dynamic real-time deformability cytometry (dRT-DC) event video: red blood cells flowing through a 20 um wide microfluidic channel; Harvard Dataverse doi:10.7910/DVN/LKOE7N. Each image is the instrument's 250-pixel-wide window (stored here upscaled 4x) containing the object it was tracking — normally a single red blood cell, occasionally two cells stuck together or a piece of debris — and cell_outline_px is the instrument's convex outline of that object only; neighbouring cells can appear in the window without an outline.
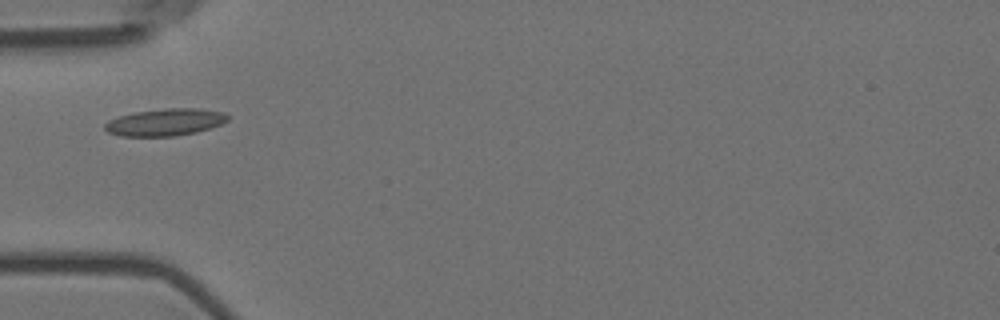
{"species": "Egyptian fruit bat (a non-hibernating species)", "species_latin": "Rousettus aegyptiacus", "temperature_condition": "room temperature", "stored_images_in_passage": 3, "camera_frame_rate_fps": 3000, "um_per_image_px": 0.085, "animal": {"sex": "female"}, "frame": {"image": 1, "passage_image": 1, "time_ms": 0.0, "image_size_px": [1000, 320], "cell_outline_px": [[228, 120], [220, 124], [196, 132], [176, 136], [120, 136], [108, 132], [104, 128], [104, 124], [108, 120], [120, 116], [136, 112], [168, 108], [200, 108], [224, 112], [228, 116]], "centroid_in_image_um": [14.03, 10.39], "position_along_channel_um": 71.0, "area_um2": 19.31}}
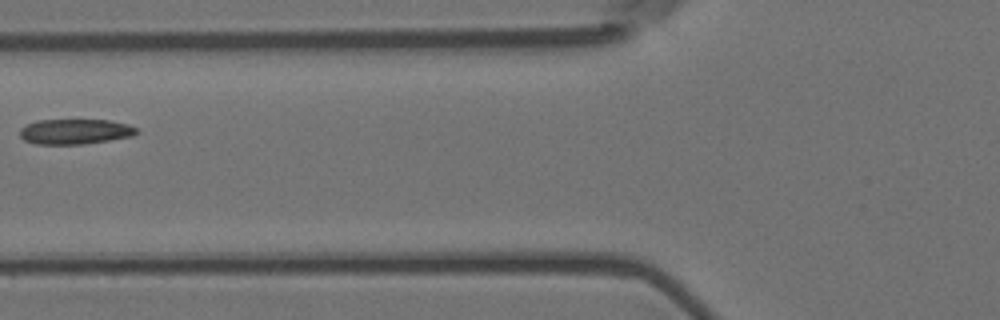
{"frame": {"image": 2, "passage_image": 2, "time_ms": 0.333, "image_size_px": [1000, 320], "cell_outline_px": [[140, 132], [132, 136], [108, 140], [80, 144], [36, 144], [24, 140], [20, 136], [20, 128], [36, 120], [108, 120], [128, 124], [136, 128]], "centroid_in_image_um": [6.37, 11.18], "position_along_channel_um": 119.4, "area_um2": 17.05}}
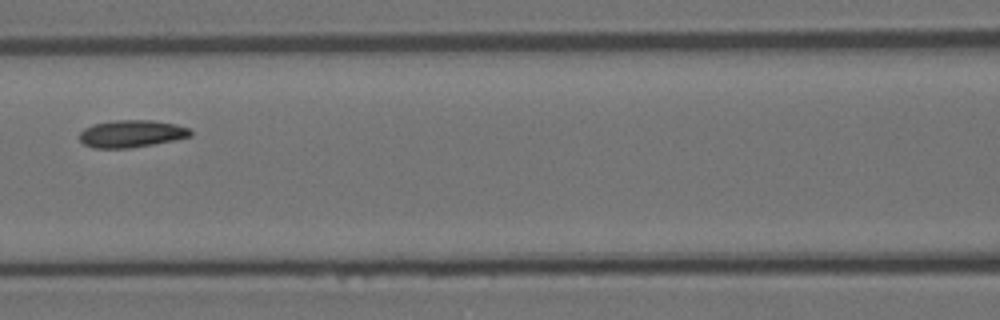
{"frame": {"image": 3, "passage_image": 3, "time_ms": 0.667, "image_size_px": [1000, 320], "cell_outline_px": [[192, 136], [176, 140], [128, 148], [92, 148], [84, 144], [80, 140], [80, 132], [84, 128], [92, 124], [116, 120], [152, 120], [176, 124], [188, 128], [192, 132]], "centroid_in_image_um": [11.17, 11.36], "position_along_channel_um": 155.4, "area_um2": 17.69}}